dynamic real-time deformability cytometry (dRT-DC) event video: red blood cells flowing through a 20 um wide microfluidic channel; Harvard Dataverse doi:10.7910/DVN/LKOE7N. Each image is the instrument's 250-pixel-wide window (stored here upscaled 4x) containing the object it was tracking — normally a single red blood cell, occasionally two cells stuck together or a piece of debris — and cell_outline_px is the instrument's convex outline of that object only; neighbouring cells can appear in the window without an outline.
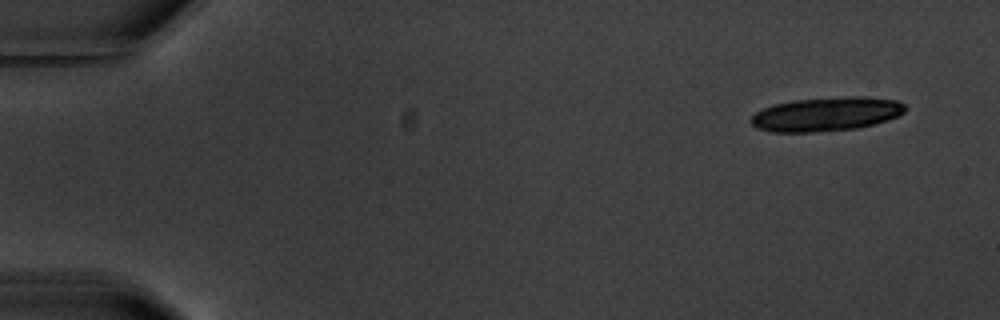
{"species": "common noctule bat (a hibernating species)", "species_latin": "Nyctalus noctula", "temperature_condition": "warm", "stored_images_in_passage": 6, "camera_frame_rate_fps": 3000, "um_per_image_px": 0.085, "animal": {"sex": "male", "body_mass_g": 20.1, "forearm_length_mm": 53.5}, "frame": {"image": 1, "passage_image": 1, "time_ms": 0.0, "image_size_px": [1000, 320], "cell_outline_px": [[904, 112], [888, 120], [856, 128], [812, 132], [772, 132], [756, 128], [748, 120], [756, 112], [764, 108], [776, 104], [792, 100], [848, 96], [864, 96], [896, 100], [904, 104]], "centroid_in_image_um": [70.2, 9.69], "position_along_channel_um": 14.8, "area_um2": 30.4}}